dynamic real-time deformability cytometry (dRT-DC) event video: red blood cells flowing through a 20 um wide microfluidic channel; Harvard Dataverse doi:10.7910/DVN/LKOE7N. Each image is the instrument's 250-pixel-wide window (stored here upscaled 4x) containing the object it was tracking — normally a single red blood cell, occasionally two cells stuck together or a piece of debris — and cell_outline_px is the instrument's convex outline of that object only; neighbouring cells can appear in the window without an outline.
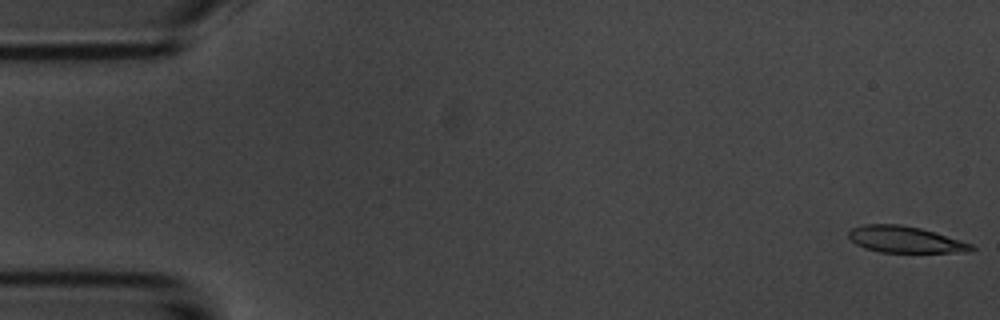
{"species": "common noctule bat (a hibernating species)", "species_latin": "Nyctalus noctula", "temperature_condition": "room temperature", "stored_images_in_passage": 54, "camera_frame_rate_fps": 3000, "um_per_image_px": 0.085, "animal": {"sex": "male", "body_mass_g": 20.1, "forearm_length_mm": 53.5}, "frame": {"image": 1, "passage_image": 1, "time_ms": 0.0, "image_size_px": [1000, 320], "cell_outline_px": [[976, 248], [972, 252], [880, 252], [864, 248], [856, 244], [848, 236], [848, 232], [852, 228], [864, 224], [900, 224], [920, 228], [936, 232], [972, 244]], "centroid_in_image_um": [76.95, 20.36], "position_along_channel_um": 8.0, "area_um2": 18.96}}
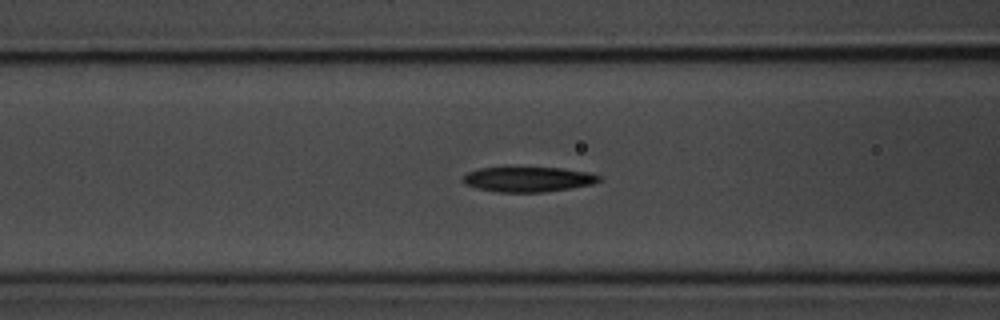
{"frame": {"image": 2, "passage_image": 21, "time_ms": 6.667, "image_size_px": [1000, 320], "cell_outline_px": [[600, 180], [592, 184], [544, 192], [500, 192], [476, 188], [464, 184], [464, 176], [468, 172], [480, 168], [504, 164], [508, 164], [564, 168], [588, 172], [600, 176]], "centroid_in_image_um": [44.83, 15.18], "position_along_channel_um": 121.8, "area_um2": 20.81}}
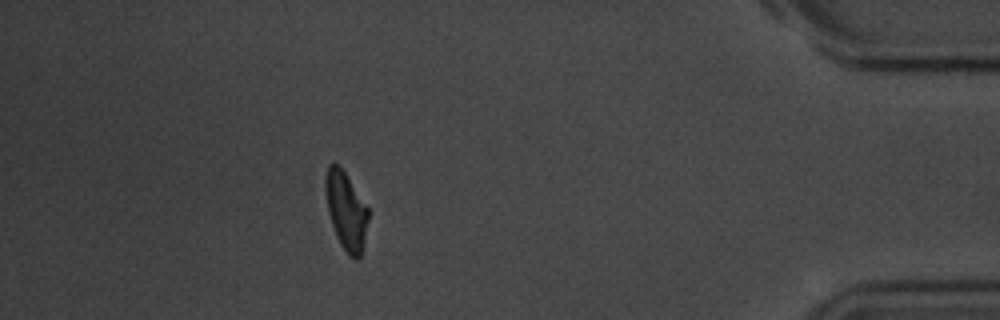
{"frame": {"image": 3, "passage_image": 48, "time_ms": 15.667, "image_size_px": [1000, 320], "cell_outline_px": [[368, 220], [360, 256], [356, 260], [348, 256], [340, 244], [336, 236], [328, 212], [324, 188], [324, 176], [328, 164], [332, 160], [344, 172], [368, 208]], "centroid_in_image_um": [29.37, 17.89], "position_along_channel_um": 405.8, "area_um2": 19.31}, "authors_computed_cell_mechanics": {"area_um2": 20.2011, "velocity_mm_per_s": 3.7153, "shape_relaxation_time_tau1_ms": 3.3397, "shape_relaxation_time_tau2_ms": null, "deformation_change_tau1": 0.1502, "deformation_change_tau2": null}}